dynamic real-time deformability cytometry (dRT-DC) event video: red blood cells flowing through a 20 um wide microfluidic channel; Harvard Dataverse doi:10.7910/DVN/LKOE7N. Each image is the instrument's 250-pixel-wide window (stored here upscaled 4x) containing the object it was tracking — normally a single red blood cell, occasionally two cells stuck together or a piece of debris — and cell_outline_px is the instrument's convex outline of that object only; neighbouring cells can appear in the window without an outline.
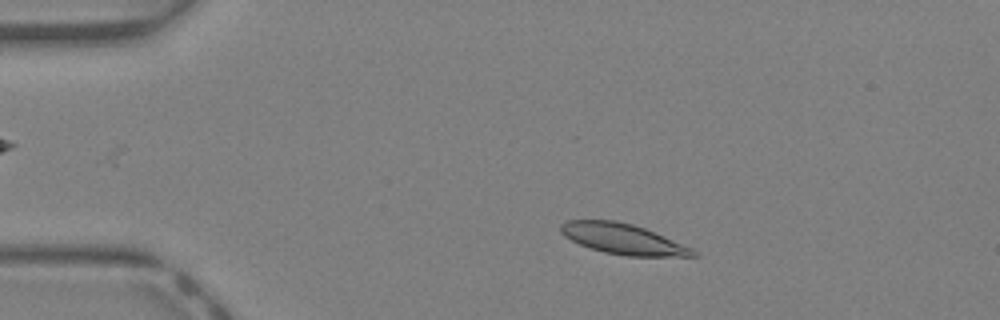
{"species": "Egyptian fruit bat (a non-hibernating species)", "species_latin": "Rousettus aegyptiacus", "temperature_condition": "warm", "stored_images_in_passage": 35, "camera_frame_rate_fps": 3000, "um_per_image_px": 0.085, "animal": {"sex": "female"}, "frame": {"image": 1, "passage_image": 6, "time_ms": 1.667, "image_size_px": [1000, 320], "cell_outline_px": [[696, 256], [624, 256], [604, 252], [580, 244], [564, 236], [560, 232], [560, 224], [568, 220], [616, 220], [632, 224], [644, 228], [664, 236], [692, 248], [696, 252]], "centroid_in_image_um": [52.92, 20.3], "position_along_channel_um": 32.1, "area_um2": 23.29}}
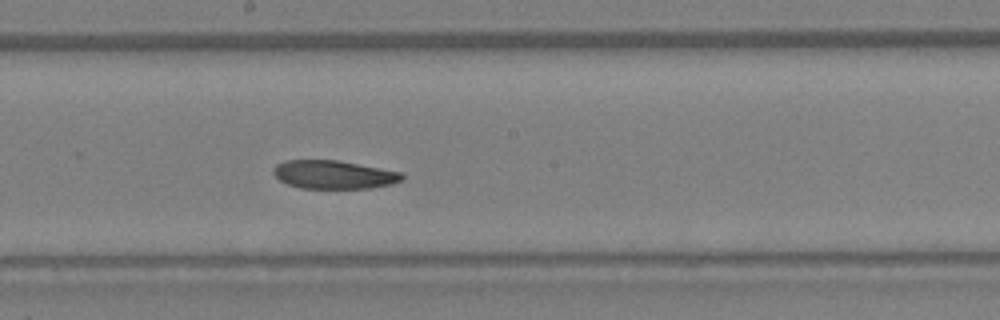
{"frame": {"image": 2, "passage_image": 21, "time_ms": 6.667, "image_size_px": [1000, 320], "cell_outline_px": [[404, 180], [392, 184], [372, 188], [300, 188], [288, 184], [280, 180], [272, 172], [272, 168], [276, 164], [284, 160], [336, 160], [404, 172]], "centroid_in_image_um": [28.39, 14.84], "position_along_channel_um": 219.8, "area_um2": 21.44}}
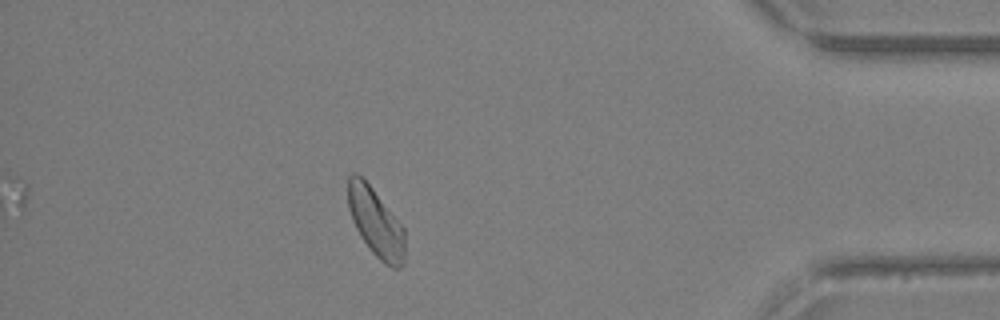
{"frame": {"image": 3, "passage_image": 35, "time_ms": 11.333, "image_size_px": [1000, 320], "cell_outline_px": [[404, 264], [400, 268], [392, 268], [384, 264], [372, 252], [356, 228], [352, 220], [348, 208], [348, 176], [352, 172], [356, 172], [372, 188], [404, 228]], "centroid_in_image_um": [31.94, 18.92], "position_along_channel_um": 403.3, "area_um2": 22.43}, "authors_computed_cell_mechanics": {"area_um2": 22.6576, "velocity_mm_per_s": 4.8475, "shape_relaxation_time_tau1_ms": null, "shape_relaxation_time_tau2_ms": 6.5051, "deformation_change_tau1": null, "deformation_change_tau2": 0.1305}}